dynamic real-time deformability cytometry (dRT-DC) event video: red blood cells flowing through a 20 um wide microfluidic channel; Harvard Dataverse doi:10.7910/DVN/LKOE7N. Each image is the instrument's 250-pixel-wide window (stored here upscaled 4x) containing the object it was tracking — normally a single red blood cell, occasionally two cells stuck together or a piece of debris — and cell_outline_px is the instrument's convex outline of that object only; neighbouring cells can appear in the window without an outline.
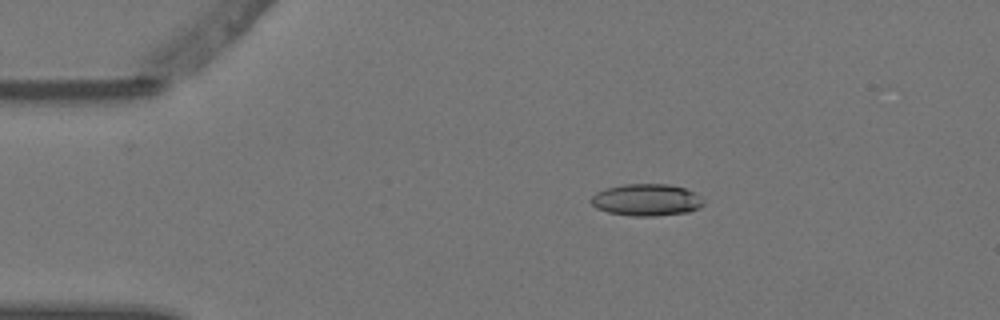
{"species": "Egyptian fruit bat (a non-hibernating species)", "species_latin": "Rousettus aegyptiacus", "temperature_condition": "warm", "stored_images_in_passage": 4, "camera_frame_rate_fps": 3000, "um_per_image_px": 0.085, "animal": {"sex": "female"}, "frame": {"image": 1, "passage_image": 3, "time_ms": 0.667, "image_size_px": [1000, 320], "cell_outline_px": [[704, 204], [700, 208], [688, 212], [656, 216], [632, 216], [608, 212], [596, 208], [588, 200], [596, 192], [604, 188], [624, 184], [668, 184], [684, 188], [692, 192], [704, 200]], "centroid_in_image_um": [54.92, 16.99], "position_along_channel_um": 30.1, "area_um2": 21.04}}